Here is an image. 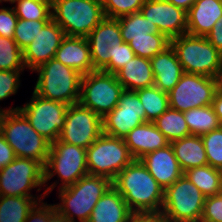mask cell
Segmentation results:
<instances>
[{
    "label": "cell",
    "instance_id": "cell-1",
    "mask_svg": "<svg viewBox=\"0 0 222 222\" xmlns=\"http://www.w3.org/2000/svg\"><path fill=\"white\" fill-rule=\"evenodd\" d=\"M132 212L162 210L164 188L148 172L140 160H133L112 181Z\"/></svg>",
    "mask_w": 222,
    "mask_h": 222
},
{
    "label": "cell",
    "instance_id": "cell-2",
    "mask_svg": "<svg viewBox=\"0 0 222 222\" xmlns=\"http://www.w3.org/2000/svg\"><path fill=\"white\" fill-rule=\"evenodd\" d=\"M0 133L16 157L34 159L45 166L51 143L30 125L19 110L0 108Z\"/></svg>",
    "mask_w": 222,
    "mask_h": 222
},
{
    "label": "cell",
    "instance_id": "cell-3",
    "mask_svg": "<svg viewBox=\"0 0 222 222\" xmlns=\"http://www.w3.org/2000/svg\"><path fill=\"white\" fill-rule=\"evenodd\" d=\"M112 186V181L102 176L87 174L76 183L59 189L61 204L56 209L66 217L69 222H88L92 210L98 200Z\"/></svg>",
    "mask_w": 222,
    "mask_h": 222
},
{
    "label": "cell",
    "instance_id": "cell-4",
    "mask_svg": "<svg viewBox=\"0 0 222 222\" xmlns=\"http://www.w3.org/2000/svg\"><path fill=\"white\" fill-rule=\"evenodd\" d=\"M34 71L39 73L35 94L67 105L79 102L82 75L76 70L52 58Z\"/></svg>",
    "mask_w": 222,
    "mask_h": 222
},
{
    "label": "cell",
    "instance_id": "cell-5",
    "mask_svg": "<svg viewBox=\"0 0 222 222\" xmlns=\"http://www.w3.org/2000/svg\"><path fill=\"white\" fill-rule=\"evenodd\" d=\"M52 19L66 36L87 37L105 18L101 0H53Z\"/></svg>",
    "mask_w": 222,
    "mask_h": 222
},
{
    "label": "cell",
    "instance_id": "cell-6",
    "mask_svg": "<svg viewBox=\"0 0 222 222\" xmlns=\"http://www.w3.org/2000/svg\"><path fill=\"white\" fill-rule=\"evenodd\" d=\"M170 45L184 73L216 78L222 67V53L206 37L183 34L170 39Z\"/></svg>",
    "mask_w": 222,
    "mask_h": 222
},
{
    "label": "cell",
    "instance_id": "cell-7",
    "mask_svg": "<svg viewBox=\"0 0 222 222\" xmlns=\"http://www.w3.org/2000/svg\"><path fill=\"white\" fill-rule=\"evenodd\" d=\"M88 174L113 181L134 159L122 138L102 133L86 149Z\"/></svg>",
    "mask_w": 222,
    "mask_h": 222
},
{
    "label": "cell",
    "instance_id": "cell-8",
    "mask_svg": "<svg viewBox=\"0 0 222 222\" xmlns=\"http://www.w3.org/2000/svg\"><path fill=\"white\" fill-rule=\"evenodd\" d=\"M205 196L183 174L164 191L161 212L168 222H200Z\"/></svg>",
    "mask_w": 222,
    "mask_h": 222
},
{
    "label": "cell",
    "instance_id": "cell-9",
    "mask_svg": "<svg viewBox=\"0 0 222 222\" xmlns=\"http://www.w3.org/2000/svg\"><path fill=\"white\" fill-rule=\"evenodd\" d=\"M124 90L115 74L89 72L82 76L79 103L103 118L117 106Z\"/></svg>",
    "mask_w": 222,
    "mask_h": 222
},
{
    "label": "cell",
    "instance_id": "cell-10",
    "mask_svg": "<svg viewBox=\"0 0 222 222\" xmlns=\"http://www.w3.org/2000/svg\"><path fill=\"white\" fill-rule=\"evenodd\" d=\"M54 174H58L62 181L59 189L73 185L87 175L86 149L64 143L59 139L51 143L47 162L44 166V183L48 182Z\"/></svg>",
    "mask_w": 222,
    "mask_h": 222
},
{
    "label": "cell",
    "instance_id": "cell-11",
    "mask_svg": "<svg viewBox=\"0 0 222 222\" xmlns=\"http://www.w3.org/2000/svg\"><path fill=\"white\" fill-rule=\"evenodd\" d=\"M67 104L44 99L33 92L29 103L24 107L10 108L19 110L30 125L50 143L59 139L66 120Z\"/></svg>",
    "mask_w": 222,
    "mask_h": 222
},
{
    "label": "cell",
    "instance_id": "cell-12",
    "mask_svg": "<svg viewBox=\"0 0 222 222\" xmlns=\"http://www.w3.org/2000/svg\"><path fill=\"white\" fill-rule=\"evenodd\" d=\"M44 184V166L34 159L16 157L0 170V196L33 197L29 191Z\"/></svg>",
    "mask_w": 222,
    "mask_h": 222
},
{
    "label": "cell",
    "instance_id": "cell-13",
    "mask_svg": "<svg viewBox=\"0 0 222 222\" xmlns=\"http://www.w3.org/2000/svg\"><path fill=\"white\" fill-rule=\"evenodd\" d=\"M216 92V78L184 73L174 88L168 92L169 106L181 112L210 106Z\"/></svg>",
    "mask_w": 222,
    "mask_h": 222
},
{
    "label": "cell",
    "instance_id": "cell-14",
    "mask_svg": "<svg viewBox=\"0 0 222 222\" xmlns=\"http://www.w3.org/2000/svg\"><path fill=\"white\" fill-rule=\"evenodd\" d=\"M102 133V118L78 102L68 106L59 140L87 149Z\"/></svg>",
    "mask_w": 222,
    "mask_h": 222
},
{
    "label": "cell",
    "instance_id": "cell-15",
    "mask_svg": "<svg viewBox=\"0 0 222 222\" xmlns=\"http://www.w3.org/2000/svg\"><path fill=\"white\" fill-rule=\"evenodd\" d=\"M146 122V113L138 94L124 90L117 106L102 118L103 133L122 138L136 126Z\"/></svg>",
    "mask_w": 222,
    "mask_h": 222
},
{
    "label": "cell",
    "instance_id": "cell-16",
    "mask_svg": "<svg viewBox=\"0 0 222 222\" xmlns=\"http://www.w3.org/2000/svg\"><path fill=\"white\" fill-rule=\"evenodd\" d=\"M86 38L95 70H102L110 61H116V52L123 42L118 19L105 17Z\"/></svg>",
    "mask_w": 222,
    "mask_h": 222
},
{
    "label": "cell",
    "instance_id": "cell-17",
    "mask_svg": "<svg viewBox=\"0 0 222 222\" xmlns=\"http://www.w3.org/2000/svg\"><path fill=\"white\" fill-rule=\"evenodd\" d=\"M140 12L169 39L187 34V12L166 0H145Z\"/></svg>",
    "mask_w": 222,
    "mask_h": 222
},
{
    "label": "cell",
    "instance_id": "cell-18",
    "mask_svg": "<svg viewBox=\"0 0 222 222\" xmlns=\"http://www.w3.org/2000/svg\"><path fill=\"white\" fill-rule=\"evenodd\" d=\"M65 36L64 30L51 19L22 51L24 66L33 72L40 65L54 58Z\"/></svg>",
    "mask_w": 222,
    "mask_h": 222
},
{
    "label": "cell",
    "instance_id": "cell-19",
    "mask_svg": "<svg viewBox=\"0 0 222 222\" xmlns=\"http://www.w3.org/2000/svg\"><path fill=\"white\" fill-rule=\"evenodd\" d=\"M139 160L164 190L184 174L174 155L171 144L147 153Z\"/></svg>",
    "mask_w": 222,
    "mask_h": 222
},
{
    "label": "cell",
    "instance_id": "cell-20",
    "mask_svg": "<svg viewBox=\"0 0 222 222\" xmlns=\"http://www.w3.org/2000/svg\"><path fill=\"white\" fill-rule=\"evenodd\" d=\"M54 58L82 76L96 71L91 61L90 46L86 37L65 36Z\"/></svg>",
    "mask_w": 222,
    "mask_h": 222
},
{
    "label": "cell",
    "instance_id": "cell-21",
    "mask_svg": "<svg viewBox=\"0 0 222 222\" xmlns=\"http://www.w3.org/2000/svg\"><path fill=\"white\" fill-rule=\"evenodd\" d=\"M123 140L134 160L170 144L153 122H144L136 126Z\"/></svg>",
    "mask_w": 222,
    "mask_h": 222
},
{
    "label": "cell",
    "instance_id": "cell-22",
    "mask_svg": "<svg viewBox=\"0 0 222 222\" xmlns=\"http://www.w3.org/2000/svg\"><path fill=\"white\" fill-rule=\"evenodd\" d=\"M150 63L154 74V86L166 93L174 88L184 74L171 45L151 58Z\"/></svg>",
    "mask_w": 222,
    "mask_h": 222
},
{
    "label": "cell",
    "instance_id": "cell-23",
    "mask_svg": "<svg viewBox=\"0 0 222 222\" xmlns=\"http://www.w3.org/2000/svg\"><path fill=\"white\" fill-rule=\"evenodd\" d=\"M221 16V0H196L187 12V34L206 37Z\"/></svg>",
    "mask_w": 222,
    "mask_h": 222
},
{
    "label": "cell",
    "instance_id": "cell-24",
    "mask_svg": "<svg viewBox=\"0 0 222 222\" xmlns=\"http://www.w3.org/2000/svg\"><path fill=\"white\" fill-rule=\"evenodd\" d=\"M131 213L122 195L111 186L96 203L88 222H128Z\"/></svg>",
    "mask_w": 222,
    "mask_h": 222
},
{
    "label": "cell",
    "instance_id": "cell-25",
    "mask_svg": "<svg viewBox=\"0 0 222 222\" xmlns=\"http://www.w3.org/2000/svg\"><path fill=\"white\" fill-rule=\"evenodd\" d=\"M125 90H137L154 85V74L150 59L134 56L116 74Z\"/></svg>",
    "mask_w": 222,
    "mask_h": 222
},
{
    "label": "cell",
    "instance_id": "cell-26",
    "mask_svg": "<svg viewBox=\"0 0 222 222\" xmlns=\"http://www.w3.org/2000/svg\"><path fill=\"white\" fill-rule=\"evenodd\" d=\"M170 144L183 173L208 164L201 136L190 135L172 141Z\"/></svg>",
    "mask_w": 222,
    "mask_h": 222
},
{
    "label": "cell",
    "instance_id": "cell-27",
    "mask_svg": "<svg viewBox=\"0 0 222 222\" xmlns=\"http://www.w3.org/2000/svg\"><path fill=\"white\" fill-rule=\"evenodd\" d=\"M184 175L205 197L222 193V174L219 169L207 164L186 170Z\"/></svg>",
    "mask_w": 222,
    "mask_h": 222
},
{
    "label": "cell",
    "instance_id": "cell-28",
    "mask_svg": "<svg viewBox=\"0 0 222 222\" xmlns=\"http://www.w3.org/2000/svg\"><path fill=\"white\" fill-rule=\"evenodd\" d=\"M190 135L202 136L219 128V118L212 105L183 112Z\"/></svg>",
    "mask_w": 222,
    "mask_h": 222
},
{
    "label": "cell",
    "instance_id": "cell-29",
    "mask_svg": "<svg viewBox=\"0 0 222 222\" xmlns=\"http://www.w3.org/2000/svg\"><path fill=\"white\" fill-rule=\"evenodd\" d=\"M34 197L0 196V222H25L38 204Z\"/></svg>",
    "mask_w": 222,
    "mask_h": 222
},
{
    "label": "cell",
    "instance_id": "cell-30",
    "mask_svg": "<svg viewBox=\"0 0 222 222\" xmlns=\"http://www.w3.org/2000/svg\"><path fill=\"white\" fill-rule=\"evenodd\" d=\"M153 123L169 142L190 136V131L184 119L183 112L170 107Z\"/></svg>",
    "mask_w": 222,
    "mask_h": 222
},
{
    "label": "cell",
    "instance_id": "cell-31",
    "mask_svg": "<svg viewBox=\"0 0 222 222\" xmlns=\"http://www.w3.org/2000/svg\"><path fill=\"white\" fill-rule=\"evenodd\" d=\"M123 42H130L133 38L150 37V33H160L157 26L147 21L141 13H132L118 18Z\"/></svg>",
    "mask_w": 222,
    "mask_h": 222
},
{
    "label": "cell",
    "instance_id": "cell-32",
    "mask_svg": "<svg viewBox=\"0 0 222 222\" xmlns=\"http://www.w3.org/2000/svg\"><path fill=\"white\" fill-rule=\"evenodd\" d=\"M143 104L146 122H154L169 106L168 93L153 86L135 90Z\"/></svg>",
    "mask_w": 222,
    "mask_h": 222
},
{
    "label": "cell",
    "instance_id": "cell-33",
    "mask_svg": "<svg viewBox=\"0 0 222 222\" xmlns=\"http://www.w3.org/2000/svg\"><path fill=\"white\" fill-rule=\"evenodd\" d=\"M128 44L135 56L151 59L170 46V39L163 33H150V37L133 38Z\"/></svg>",
    "mask_w": 222,
    "mask_h": 222
},
{
    "label": "cell",
    "instance_id": "cell-34",
    "mask_svg": "<svg viewBox=\"0 0 222 222\" xmlns=\"http://www.w3.org/2000/svg\"><path fill=\"white\" fill-rule=\"evenodd\" d=\"M16 16L24 20H51L50 0H16Z\"/></svg>",
    "mask_w": 222,
    "mask_h": 222
},
{
    "label": "cell",
    "instance_id": "cell-35",
    "mask_svg": "<svg viewBox=\"0 0 222 222\" xmlns=\"http://www.w3.org/2000/svg\"><path fill=\"white\" fill-rule=\"evenodd\" d=\"M23 53L13 38L0 36V70H24Z\"/></svg>",
    "mask_w": 222,
    "mask_h": 222
},
{
    "label": "cell",
    "instance_id": "cell-36",
    "mask_svg": "<svg viewBox=\"0 0 222 222\" xmlns=\"http://www.w3.org/2000/svg\"><path fill=\"white\" fill-rule=\"evenodd\" d=\"M49 21L50 20H24L18 18L13 36L18 47L23 51Z\"/></svg>",
    "mask_w": 222,
    "mask_h": 222
},
{
    "label": "cell",
    "instance_id": "cell-37",
    "mask_svg": "<svg viewBox=\"0 0 222 222\" xmlns=\"http://www.w3.org/2000/svg\"><path fill=\"white\" fill-rule=\"evenodd\" d=\"M208 161L213 168L222 169V131L218 128L201 136Z\"/></svg>",
    "mask_w": 222,
    "mask_h": 222
},
{
    "label": "cell",
    "instance_id": "cell-38",
    "mask_svg": "<svg viewBox=\"0 0 222 222\" xmlns=\"http://www.w3.org/2000/svg\"><path fill=\"white\" fill-rule=\"evenodd\" d=\"M105 17H120L140 12L145 0H101Z\"/></svg>",
    "mask_w": 222,
    "mask_h": 222
},
{
    "label": "cell",
    "instance_id": "cell-39",
    "mask_svg": "<svg viewBox=\"0 0 222 222\" xmlns=\"http://www.w3.org/2000/svg\"><path fill=\"white\" fill-rule=\"evenodd\" d=\"M43 198L28 213L25 222H69L55 207V204L48 205L41 202ZM41 203V205H40ZM38 205H40L38 207ZM38 207V208H37Z\"/></svg>",
    "mask_w": 222,
    "mask_h": 222
},
{
    "label": "cell",
    "instance_id": "cell-40",
    "mask_svg": "<svg viewBox=\"0 0 222 222\" xmlns=\"http://www.w3.org/2000/svg\"><path fill=\"white\" fill-rule=\"evenodd\" d=\"M21 71L24 70H0V101L16 94Z\"/></svg>",
    "mask_w": 222,
    "mask_h": 222
},
{
    "label": "cell",
    "instance_id": "cell-41",
    "mask_svg": "<svg viewBox=\"0 0 222 222\" xmlns=\"http://www.w3.org/2000/svg\"><path fill=\"white\" fill-rule=\"evenodd\" d=\"M200 222H222V193L205 197Z\"/></svg>",
    "mask_w": 222,
    "mask_h": 222
},
{
    "label": "cell",
    "instance_id": "cell-42",
    "mask_svg": "<svg viewBox=\"0 0 222 222\" xmlns=\"http://www.w3.org/2000/svg\"><path fill=\"white\" fill-rule=\"evenodd\" d=\"M135 56L128 43L122 42L116 52V61H110L101 71L116 74L124 64L128 63Z\"/></svg>",
    "mask_w": 222,
    "mask_h": 222
},
{
    "label": "cell",
    "instance_id": "cell-43",
    "mask_svg": "<svg viewBox=\"0 0 222 222\" xmlns=\"http://www.w3.org/2000/svg\"><path fill=\"white\" fill-rule=\"evenodd\" d=\"M17 22L14 8H0V36L13 38Z\"/></svg>",
    "mask_w": 222,
    "mask_h": 222
},
{
    "label": "cell",
    "instance_id": "cell-44",
    "mask_svg": "<svg viewBox=\"0 0 222 222\" xmlns=\"http://www.w3.org/2000/svg\"><path fill=\"white\" fill-rule=\"evenodd\" d=\"M128 222H168L161 211L132 212Z\"/></svg>",
    "mask_w": 222,
    "mask_h": 222
},
{
    "label": "cell",
    "instance_id": "cell-45",
    "mask_svg": "<svg viewBox=\"0 0 222 222\" xmlns=\"http://www.w3.org/2000/svg\"><path fill=\"white\" fill-rule=\"evenodd\" d=\"M16 158L14 150L0 133V170Z\"/></svg>",
    "mask_w": 222,
    "mask_h": 222
},
{
    "label": "cell",
    "instance_id": "cell-46",
    "mask_svg": "<svg viewBox=\"0 0 222 222\" xmlns=\"http://www.w3.org/2000/svg\"><path fill=\"white\" fill-rule=\"evenodd\" d=\"M206 39L222 53V16L214 24L212 30L207 34Z\"/></svg>",
    "mask_w": 222,
    "mask_h": 222
},
{
    "label": "cell",
    "instance_id": "cell-47",
    "mask_svg": "<svg viewBox=\"0 0 222 222\" xmlns=\"http://www.w3.org/2000/svg\"><path fill=\"white\" fill-rule=\"evenodd\" d=\"M212 107L219 118L222 121V95L216 92L214 100L212 102Z\"/></svg>",
    "mask_w": 222,
    "mask_h": 222
},
{
    "label": "cell",
    "instance_id": "cell-48",
    "mask_svg": "<svg viewBox=\"0 0 222 222\" xmlns=\"http://www.w3.org/2000/svg\"><path fill=\"white\" fill-rule=\"evenodd\" d=\"M166 1L188 12L190 7L194 4L196 0H166Z\"/></svg>",
    "mask_w": 222,
    "mask_h": 222
},
{
    "label": "cell",
    "instance_id": "cell-49",
    "mask_svg": "<svg viewBox=\"0 0 222 222\" xmlns=\"http://www.w3.org/2000/svg\"><path fill=\"white\" fill-rule=\"evenodd\" d=\"M217 92L222 95V67L216 76Z\"/></svg>",
    "mask_w": 222,
    "mask_h": 222
},
{
    "label": "cell",
    "instance_id": "cell-50",
    "mask_svg": "<svg viewBox=\"0 0 222 222\" xmlns=\"http://www.w3.org/2000/svg\"><path fill=\"white\" fill-rule=\"evenodd\" d=\"M4 2H10L11 4H14L16 0H0V3Z\"/></svg>",
    "mask_w": 222,
    "mask_h": 222
},
{
    "label": "cell",
    "instance_id": "cell-51",
    "mask_svg": "<svg viewBox=\"0 0 222 222\" xmlns=\"http://www.w3.org/2000/svg\"><path fill=\"white\" fill-rule=\"evenodd\" d=\"M219 129L222 131V121H220Z\"/></svg>",
    "mask_w": 222,
    "mask_h": 222
}]
</instances>
